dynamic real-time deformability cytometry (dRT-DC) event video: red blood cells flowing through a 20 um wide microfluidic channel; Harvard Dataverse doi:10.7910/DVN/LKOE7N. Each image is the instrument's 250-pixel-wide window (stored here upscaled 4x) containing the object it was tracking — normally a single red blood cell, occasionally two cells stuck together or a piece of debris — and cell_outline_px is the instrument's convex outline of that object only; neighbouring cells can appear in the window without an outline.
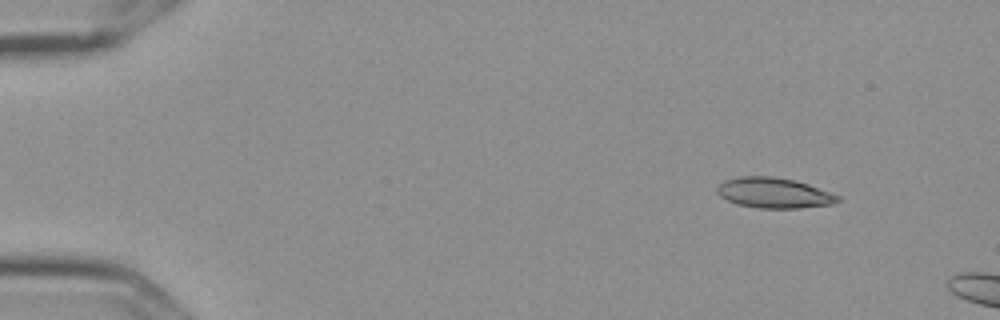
{"species": "Egyptian fruit bat (a non-hibernating species)", "species_latin": "Rousettus aegyptiacus", "temperature_condition": "cold", "stored_images_in_passage": 3, "camera_frame_rate_fps": 3000, "um_per_image_px": 0.085, "frame": {"image": 1, "passage_image": 1, "time_ms": 0.0, "image_size_px": [1000, 320], "cell_outline_px": [[840, 200], [836, 204], [800, 208], [760, 208], [736, 204], [720, 196], [716, 192], [716, 188], [724, 180], [740, 176], [772, 176], [792, 180], [808, 184], [832, 192], [840, 196]], "centroid_in_image_um": [65.81, 16.4], "position_along_channel_um": 19.2, "area_um2": 21.5}}